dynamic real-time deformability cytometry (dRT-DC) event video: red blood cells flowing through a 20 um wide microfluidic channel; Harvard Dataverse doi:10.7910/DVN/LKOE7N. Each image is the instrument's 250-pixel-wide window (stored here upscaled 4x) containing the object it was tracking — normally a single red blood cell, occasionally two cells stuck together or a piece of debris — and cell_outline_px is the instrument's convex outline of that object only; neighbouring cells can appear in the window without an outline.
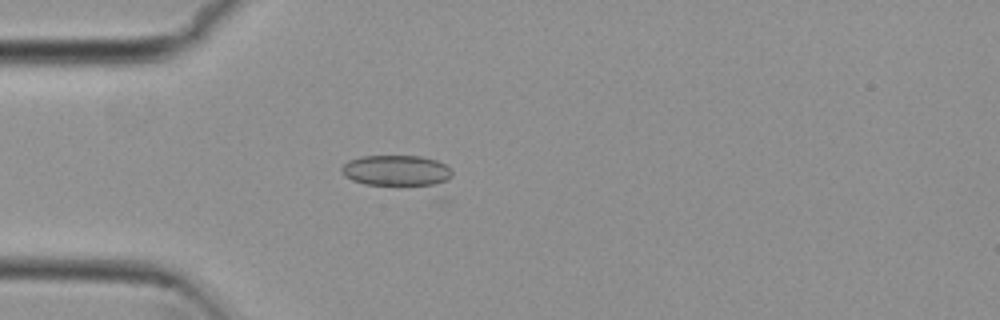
{"species": "common noctule bat (a hibernating species)", "species_latin": "Nyctalus noctula", "temperature_condition": "cold", "stored_images_in_passage": 46, "camera_frame_rate_fps": 3000, "um_per_image_px": 0.085, "animal": {"sex": "female", "body_mass_g": 29.2, "forearm_length_mm": 56.3}, "frame": {"image": 1, "passage_image": 6, "time_ms": 1.667, "image_size_px": [1000, 320], "cell_outline_px": [[452, 200], [444, 204], [440, 204], [364, 184], [352, 180], [344, 176], [340, 172], [340, 168], [348, 160], [360, 156], [420, 156], [436, 160], [444, 164], [452, 172]], "centroid_in_image_um": [34.27, 14.96], "position_along_channel_um": 50.7, "area_um2": 27.05}}
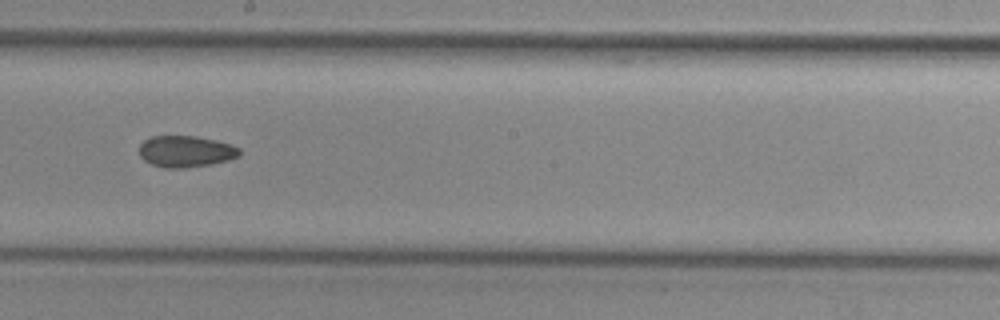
{"frame": {"image": 2, "passage_image": 21, "time_ms": 6.667, "image_size_px": [1000, 320], "cell_outline_px": [[240, 156], [228, 160], [212, 164], [184, 168], [164, 168], [152, 164], [144, 160], [140, 156], [140, 144], [144, 140], [152, 136], [196, 136], [216, 140], [240, 148]], "centroid_in_image_um": [15.79, 12.87], "position_along_channel_um": 232.4, "area_um2": 18.38}}
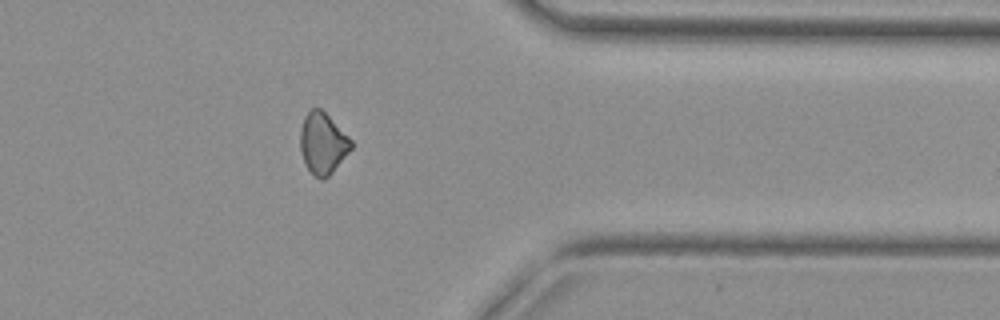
{"frame": {"image": 3, "passage_image": 34, "time_ms": 11.0, "image_size_px": [1000, 320], "cell_outline_px": [[352, 148], [332, 172], [324, 180], [320, 180], [304, 164], [300, 152], [300, 128], [304, 116], [312, 108], [320, 108], [352, 140]], "centroid_in_image_um": [27.41, 12.19], "position_along_channel_um": 384.0, "area_um2": 18.03}, "authors_computed_cell_mechanics": {"area_um2": 18.4671, "velocity_mm_per_s": 3.8219, "shape_relaxation_time_tau1_ms": null, "shape_relaxation_time_tau2_ms": 7.7071, "deformation_change_tau1": null, "deformation_change_tau2": 0.1175}}